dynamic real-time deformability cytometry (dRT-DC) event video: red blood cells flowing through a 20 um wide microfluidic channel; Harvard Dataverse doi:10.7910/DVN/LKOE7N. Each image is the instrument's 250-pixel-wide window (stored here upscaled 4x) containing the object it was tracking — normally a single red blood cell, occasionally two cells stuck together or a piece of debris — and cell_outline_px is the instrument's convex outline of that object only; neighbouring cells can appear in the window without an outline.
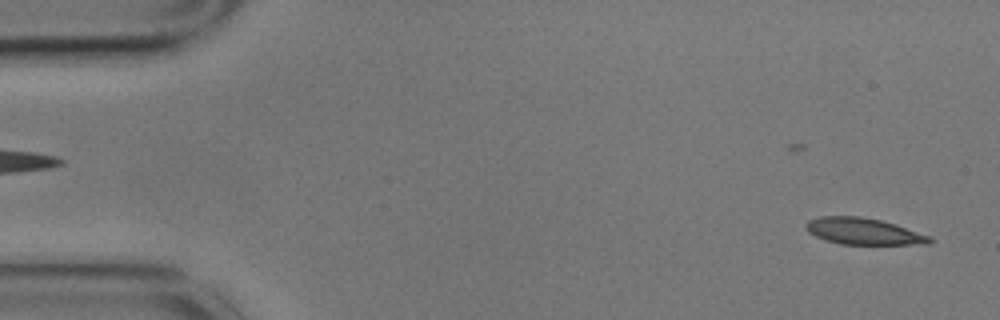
{"species": "common noctule bat (a hibernating species)", "species_latin": "Nyctalus noctula", "temperature_condition": "cold", "stored_images_in_passage": 55, "camera_frame_rate_fps": 3000, "um_per_image_px": 0.085, "animal": {"sex": "male", "body_mass_g": 17.9}, "frame": {"image": 1, "passage_image": 2, "time_ms": 0.333, "image_size_px": [1000, 320], "cell_outline_px": [[932, 240], [928, 244], [840, 244], [824, 240], [808, 232], [804, 224], [808, 220], [820, 216], [860, 216], [880, 220], [896, 224], [932, 236]], "centroid_in_image_um": [73.39, 19.66], "position_along_channel_um": 11.6, "area_um2": 19.25}}
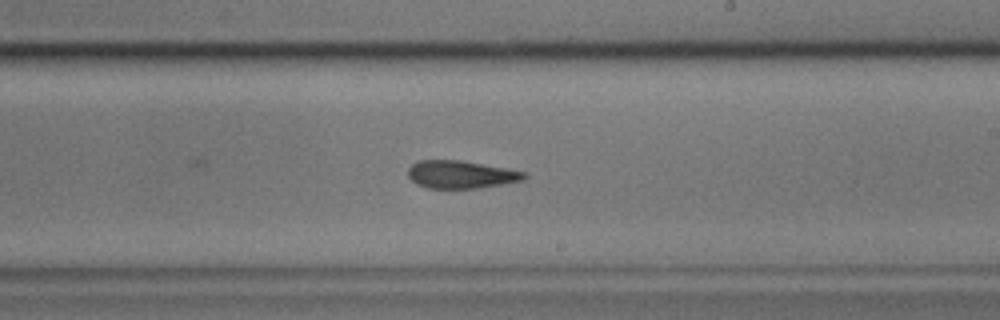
{"frame": {"image": 2, "passage_image": 32, "time_ms": 10.333, "image_size_px": [1000, 320], "cell_outline_px": [[528, 176], [524, 180], [504, 184], [480, 188], [428, 188], [416, 184], [408, 176], [408, 168], [416, 160], [460, 160], [528, 172]], "centroid_in_image_um": [39.2, 14.83], "position_along_channel_um": 249.8, "area_um2": 18.96}}
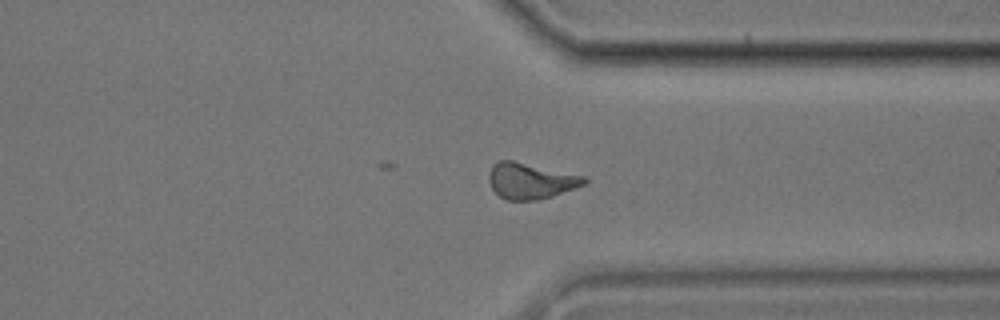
{"frame": {"image": 3, "passage_image": 42, "time_ms": 13.667, "image_size_px": [1000, 320], "cell_outline_px": [[588, 184], [552, 196], [536, 200], [508, 200], [500, 196], [492, 188], [488, 180], [488, 172], [492, 164], [496, 160], [512, 160], [588, 176]], "centroid_in_image_um": [45.13, 15.35], "position_along_channel_um": 366.3, "area_um2": 20.35}, "authors_computed_cell_mechanics": {"area_um2": 19.2474, "velocity_mm_per_s": 3.518, "shape_relaxation_time_tau1_ms": null, "shape_relaxation_time_tau2_ms": 4.8046, "deformation_change_tau1": null, "deformation_change_tau2": 0.1465}}